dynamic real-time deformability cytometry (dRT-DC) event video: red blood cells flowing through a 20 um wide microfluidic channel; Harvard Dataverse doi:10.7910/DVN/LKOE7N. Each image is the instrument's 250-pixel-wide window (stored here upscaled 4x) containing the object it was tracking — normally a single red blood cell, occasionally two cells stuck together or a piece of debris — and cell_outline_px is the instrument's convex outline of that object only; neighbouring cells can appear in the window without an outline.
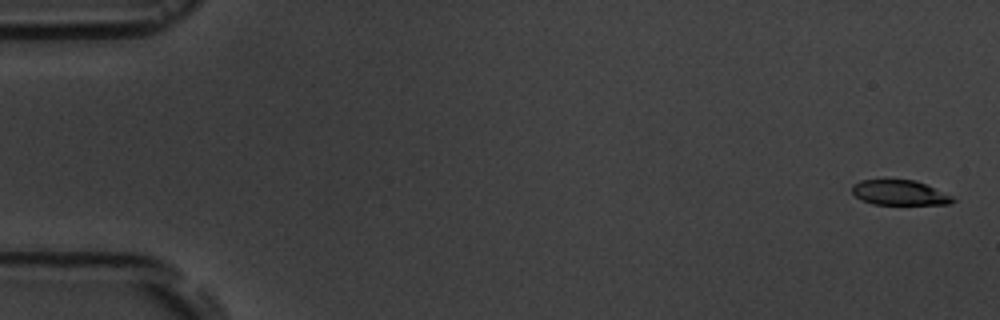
{"species": "common noctule bat (a hibernating species)", "species_latin": "Nyctalus noctula", "temperature_condition": "room temperature", "stored_images_in_passage": 6, "camera_frame_rate_fps": 3000, "um_per_image_px": 0.085, "animal": {"sex": "male", "body_mass_g": 19.5, "forearm_length_mm": 54.6}, "frame": {"image": 1, "passage_image": 1, "time_ms": 0.0, "image_size_px": [1000, 320], "cell_outline_px": [[956, 200], [948, 204], [872, 204], [860, 200], [852, 192], [852, 184], [860, 180], [916, 180], [952, 196]], "centroid_in_image_um": [76.42, 16.38], "position_along_channel_um": 8.6, "area_um2": 14.57}}
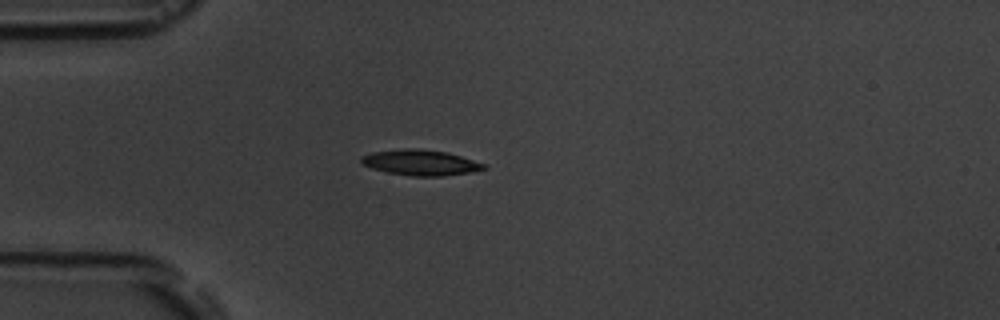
{"frame": {"image": 2, "passage_image": 5, "time_ms": 4.667, "image_size_px": [1000, 320], "cell_outline_px": [[488, 168], [468, 172], [440, 176], [412, 176], [388, 172], [372, 168], [364, 164], [360, 160], [360, 156], [372, 152], [404, 148], [420, 148], [448, 152], [484, 164]], "centroid_in_image_um": [35.71, 13.8], "position_along_channel_um": 49.3, "area_um2": 18.09}}